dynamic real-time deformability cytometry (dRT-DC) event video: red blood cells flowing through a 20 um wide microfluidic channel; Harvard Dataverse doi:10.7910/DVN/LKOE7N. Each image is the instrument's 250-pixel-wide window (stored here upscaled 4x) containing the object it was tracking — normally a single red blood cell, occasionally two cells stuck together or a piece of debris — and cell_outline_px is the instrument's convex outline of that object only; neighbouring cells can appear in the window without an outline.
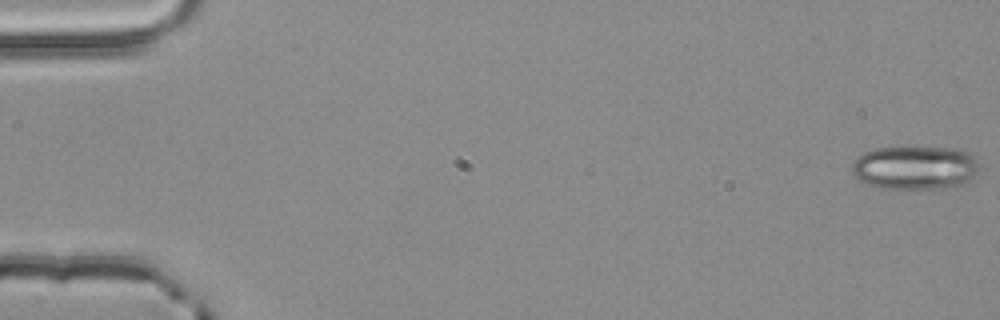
{"species": "common noctule bat (a hibernating species)", "species_latin": "Nyctalus noctula", "temperature_condition": "room temperature", "stored_images_in_passage": 3, "segment_of_instrument_passage": [2, 2], "camera_frame_rate_fps": 3000, "um_per_image_px": 0.085, "animal": {"sex": "male", "body_mass_g": 20.4}, "frame": {"image": 1, "passage_image": 3, "time_ms": 0.667, "image_size_px": [1000, 320], "cell_outline_px": [[976, 172], [964, 184], [944, 188], [880, 188], [868, 184], [860, 180], [852, 172], [852, 164], [864, 152], [876, 148], [952, 148], [976, 152]], "centroid_in_image_um": [77.8, 14.24], "position_along_channel_um": 7.2, "area_um2": 32.08}}